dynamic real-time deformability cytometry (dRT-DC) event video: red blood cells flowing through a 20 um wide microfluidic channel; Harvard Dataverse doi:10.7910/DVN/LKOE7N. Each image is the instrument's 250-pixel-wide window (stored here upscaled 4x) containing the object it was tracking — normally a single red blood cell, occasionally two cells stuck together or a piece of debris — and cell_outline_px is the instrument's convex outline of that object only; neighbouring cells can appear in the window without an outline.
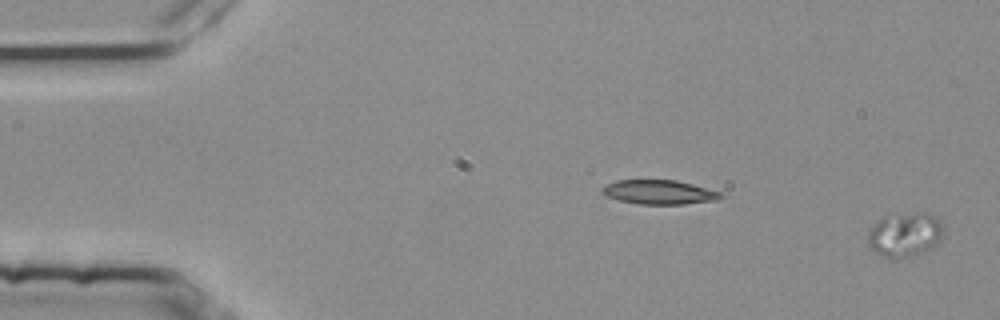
{"species": "common noctule bat (a hibernating species)", "species_latin": "Nyctalus noctula", "temperature_condition": "room temperature", "stored_images_in_passage": 55, "camera_frame_rate_fps": 3000, "um_per_image_px": 0.085, "animal": {"sex": "female", "body_mass_g": 25.1}, "frame": {"image": 1, "passage_image": 1, "time_ms": 0.0, "image_size_px": [1000, 320], "cell_outline_px": [[944, 228], [940, 240], [936, 244], [916, 256], [884, 256], [876, 252], [868, 244], [868, 232], [884, 216], [916, 212], [920, 212], [936, 216], [940, 220]], "centroid_in_image_um": [76.96, 19.91], "position_along_channel_um": 8.0, "area_um2": 19.07}}
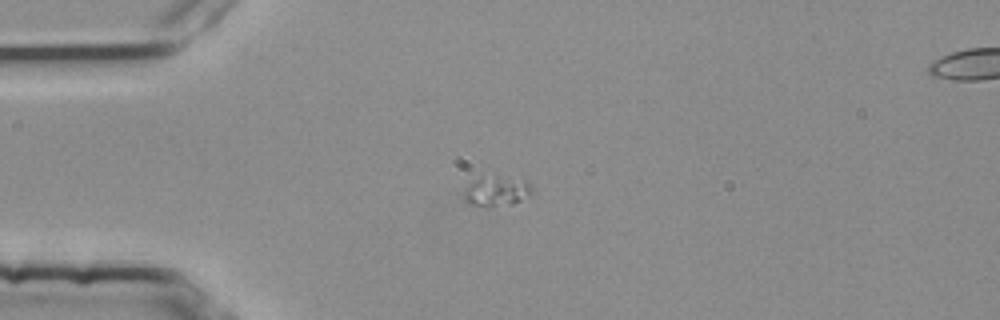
{"frame": {"image": 2, "passage_image": 14, "time_ms": 4.333, "image_size_px": [1000, 320], "cell_outline_px": [[532, 196], [512, 204], [468, 204], [464, 200], [464, 188], [480, 176], [496, 172], [524, 180], [532, 188]], "centroid_in_image_um": [42.23, 16.15], "position_along_channel_um": 42.8, "area_um2": 12.2}}